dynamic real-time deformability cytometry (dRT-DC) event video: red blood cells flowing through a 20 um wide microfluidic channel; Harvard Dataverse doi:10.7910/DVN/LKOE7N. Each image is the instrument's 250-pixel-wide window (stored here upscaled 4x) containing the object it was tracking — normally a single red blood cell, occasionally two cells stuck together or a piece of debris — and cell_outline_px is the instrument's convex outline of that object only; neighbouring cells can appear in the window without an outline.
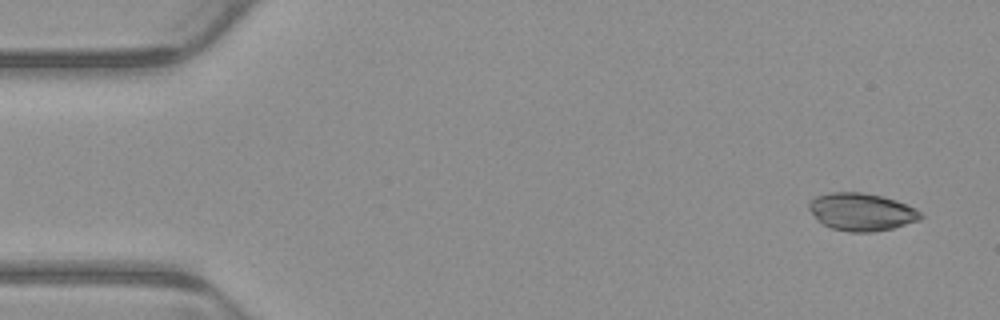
{"species": "common noctule bat (a hibernating species)", "species_latin": "Nyctalus noctula", "temperature_condition": "warm", "stored_images_in_passage": 4, "camera_frame_rate_fps": 3000, "um_per_image_px": 0.085, "animal": {"sex": "male", "body_mass_g": 23.1, "forearm_length_mm": 52.7}, "frame": {"image": 1, "passage_image": 1, "time_ms": 0.0, "image_size_px": [1000, 320], "cell_outline_px": [[924, 216], [920, 220], [892, 228], [872, 232], [848, 232], [832, 228], [816, 220], [808, 208], [808, 204], [816, 196], [828, 192], [860, 192], [884, 196], [896, 200], [916, 208]], "centroid_in_image_um": [73.23, 18.0], "position_along_channel_um": 11.8, "area_um2": 24.62}}
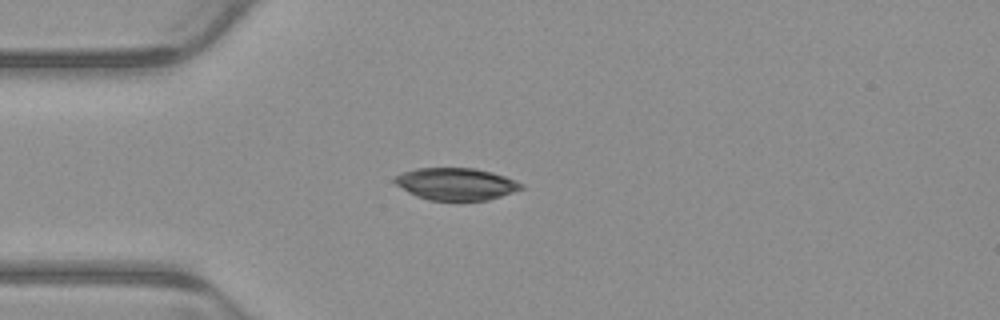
{"frame": {"image": 2, "passage_image": 4, "time_ms": 1.0, "image_size_px": [1000, 320], "cell_outline_px": [[524, 188], [488, 200], [428, 200], [416, 196], [408, 192], [396, 184], [392, 180], [396, 176], [404, 172], [416, 168], [476, 168], [492, 172], [504, 176], [524, 184]], "centroid_in_image_um": [38.75, 15.63], "position_along_channel_um": 46.2, "area_um2": 23.58}}